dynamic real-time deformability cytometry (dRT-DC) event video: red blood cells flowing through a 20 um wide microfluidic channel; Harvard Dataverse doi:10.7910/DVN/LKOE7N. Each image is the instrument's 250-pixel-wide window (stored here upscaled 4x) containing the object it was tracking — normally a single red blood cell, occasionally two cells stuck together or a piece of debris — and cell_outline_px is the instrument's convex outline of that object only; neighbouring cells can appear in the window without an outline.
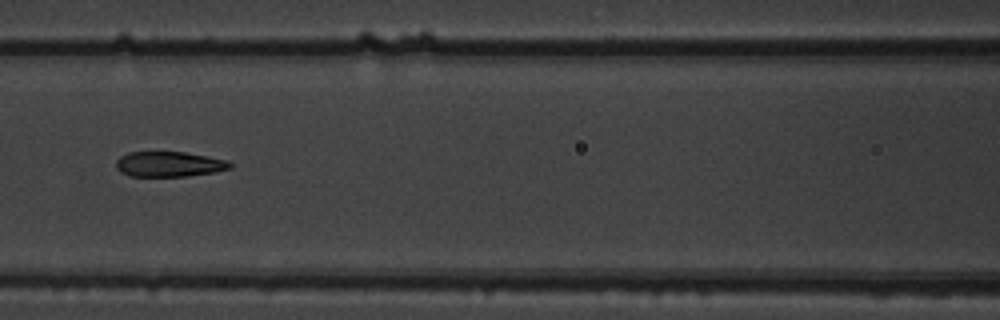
{"species": "common noctule bat (a hibernating species)", "species_latin": "Nyctalus noctula", "temperature_condition": "warm", "stored_images_in_passage": 10, "camera_frame_rate_fps": 3000, "um_per_image_px": 0.085, "animal": {"sex": "male", "body_mass_g": 19.5, "forearm_length_mm": 54.6}, "frame": {"image": 1, "passage_image": 7, "time_ms": 2.0, "image_size_px": [1000, 320], "cell_outline_px": [[232, 168], [216, 172], [188, 176], [128, 176], [120, 172], [116, 168], [116, 160], [120, 156], [128, 152], [184, 152], [208, 156], [228, 160], [232, 164]], "centroid_in_image_um": [14.38, 13.95], "position_along_channel_um": 152.2, "area_um2": 16.94}}
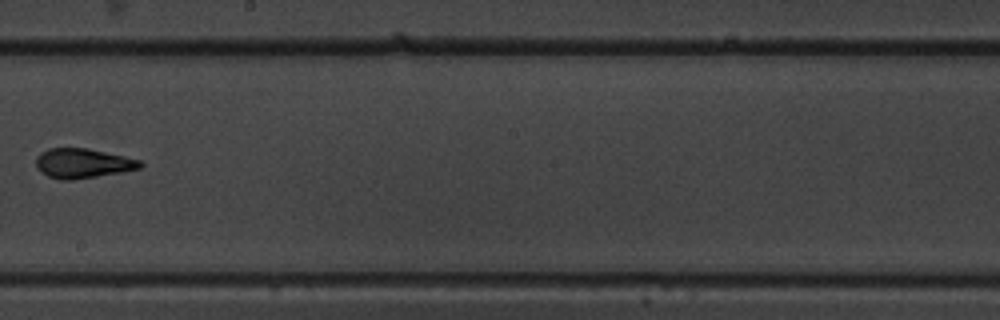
{"frame": {"image": 2, "passage_image": 9, "time_ms": 2.667, "image_size_px": [1000, 320], "cell_outline_px": [[144, 164], [140, 168], [120, 172], [72, 180], [60, 180], [48, 176], [40, 172], [36, 168], [36, 156], [40, 152], [48, 148], [88, 148], [124, 156], [140, 160]], "centroid_in_image_um": [6.99, 13.87], "position_along_channel_um": 241.2, "area_um2": 18.03}}